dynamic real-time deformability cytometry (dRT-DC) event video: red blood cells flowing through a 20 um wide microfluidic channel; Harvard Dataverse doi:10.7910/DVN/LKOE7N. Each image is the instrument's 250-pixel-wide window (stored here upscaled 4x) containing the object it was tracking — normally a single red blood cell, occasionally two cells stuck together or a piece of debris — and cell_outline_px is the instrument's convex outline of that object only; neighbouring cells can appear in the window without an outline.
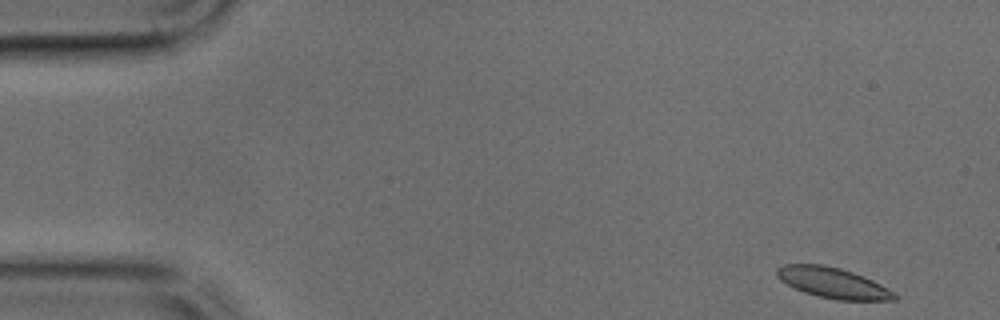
{"species": "common noctule bat (a hibernating species)", "species_latin": "Nyctalus noctula", "temperature_condition": "cold", "stored_images_in_passage": 4, "camera_frame_rate_fps": 3000, "um_per_image_px": 0.085, "animal": {"sex": "male", "body_mass_g": 17.9, "forearm_length_mm": 54.2}, "frame": {"image": 1, "passage_image": 1, "time_ms": 0.0, "image_size_px": [1000, 320], "cell_outline_px": [[900, 296], [896, 300], [836, 300], [804, 292], [780, 280], [776, 276], [776, 268], [784, 264], [820, 264], [840, 268], [864, 276], [896, 292]], "centroid_in_image_um": [70.83, 24.04], "position_along_channel_um": 14.2, "area_um2": 20.92}}